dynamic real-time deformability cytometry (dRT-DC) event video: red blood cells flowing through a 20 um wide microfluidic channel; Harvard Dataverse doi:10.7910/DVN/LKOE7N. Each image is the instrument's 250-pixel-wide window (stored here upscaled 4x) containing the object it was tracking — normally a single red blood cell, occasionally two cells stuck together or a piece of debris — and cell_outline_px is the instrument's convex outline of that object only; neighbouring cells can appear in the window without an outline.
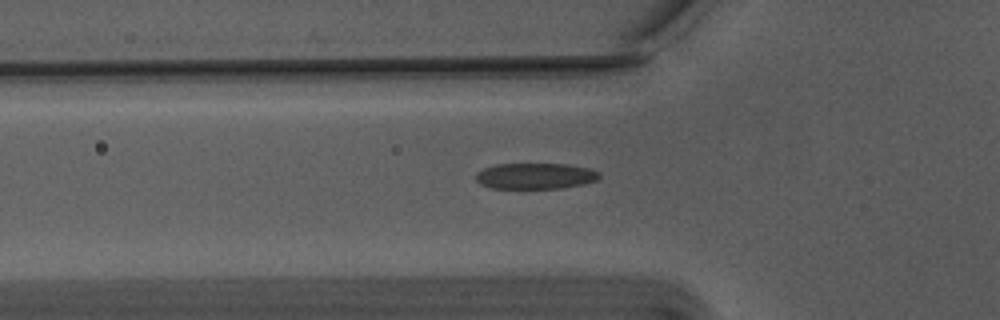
{"species": "Egyptian fruit bat (a non-hibernating species)", "species_latin": "Rousettus aegyptiacus", "temperature_condition": "warm", "stored_images_in_passage": 39, "camera_frame_rate_fps": 3000, "um_per_image_px": 0.085, "animal": {"sex": "male"}, "frame": {"image": 1, "passage_image": 4, "time_ms": 1.0, "image_size_px": [1000, 320], "cell_outline_px": [[600, 176], [596, 180], [584, 184], [560, 188], [492, 188], [480, 184], [476, 180], [476, 172], [484, 168], [496, 164], [568, 164], [588, 168], [600, 172]], "centroid_in_image_um": [45.5, 14.96], "position_along_channel_um": 80.3, "area_um2": 18.67}}
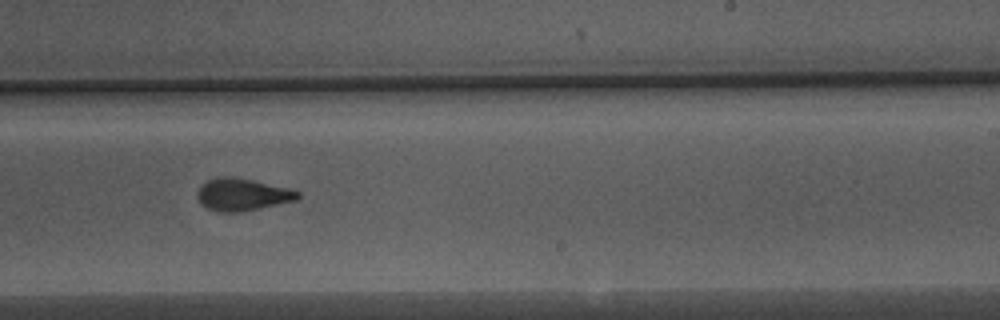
{"frame": {"image": 2, "passage_image": 19, "time_ms": 6.0, "image_size_px": [1000, 320], "cell_outline_px": [[300, 196], [296, 200], [260, 208], [240, 212], [220, 212], [208, 208], [200, 204], [196, 196], [200, 188], [208, 180], [220, 176], [232, 176], [252, 180], [288, 188], [300, 192]], "centroid_in_image_um": [20.59, 16.54], "position_along_channel_um": 268.4, "area_um2": 18.73}}
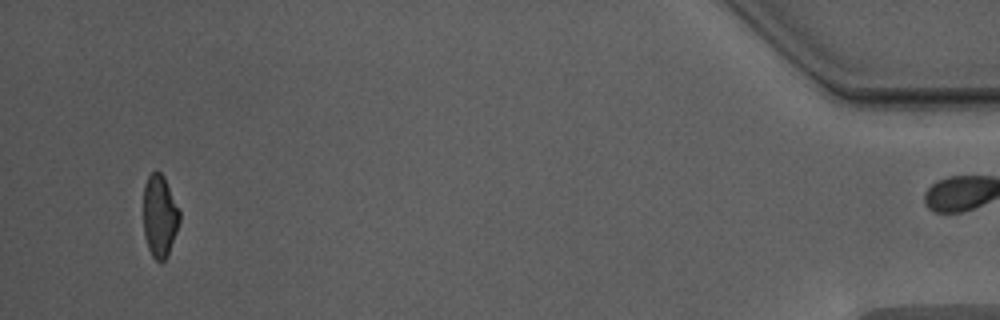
{"frame": {"image": 3, "passage_image": 38, "time_ms": 12.333, "image_size_px": [1000, 320], "cell_outline_px": [[180, 220], [168, 256], [160, 264], [152, 256], [148, 248], [144, 236], [144, 184], [148, 176], [152, 172], [160, 172], [164, 176], [180, 212]], "centroid_in_image_um": [13.57, 18.39], "position_along_channel_um": 421.6, "area_um2": 17.34}, "authors_computed_cell_mechanics": {"area_um2": 18.8428, "velocity_mm_per_s": 3.7555, "shape_relaxation_time_tau1_ms": 4.3065, "shape_relaxation_time_tau2_ms": 1.3432, "deformation_change_tau1": 0.1699, "deformation_change_tau2": 0.0899}}